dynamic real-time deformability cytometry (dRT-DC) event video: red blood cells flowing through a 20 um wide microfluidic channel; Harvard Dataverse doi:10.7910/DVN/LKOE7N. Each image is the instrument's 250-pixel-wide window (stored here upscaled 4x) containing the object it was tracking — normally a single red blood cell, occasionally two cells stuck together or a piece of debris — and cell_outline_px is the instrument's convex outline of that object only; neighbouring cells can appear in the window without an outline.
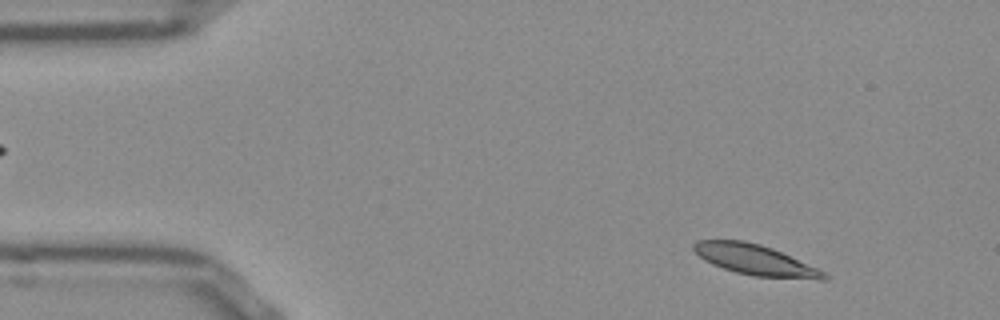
{"species": "Egyptian fruit bat (a non-hibernating species)", "species_latin": "Rousettus aegyptiacus", "temperature_condition": "room temperature", "stored_images_in_passage": 50, "camera_frame_rate_fps": 3000, "um_per_image_px": 0.085, "frame": {"image": 1, "passage_image": 4, "time_ms": 1.0, "image_size_px": [1000, 320], "cell_outline_px": [[828, 280], [820, 280], [752, 276], [736, 272], [712, 264], [704, 260], [692, 248], [692, 244], [696, 240], [744, 240], [760, 244], [772, 248], [816, 268], [824, 272], [828, 276]], "centroid_in_image_um": [64.17, 22.09], "position_along_channel_um": 20.8, "area_um2": 23.0}}
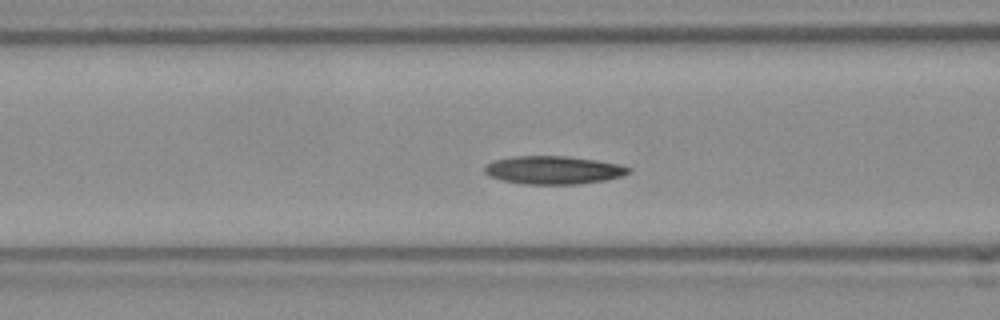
{"frame": {"image": 2, "passage_image": 18, "time_ms": 5.667, "image_size_px": [1000, 320], "cell_outline_px": [[632, 172], [608, 180], [576, 184], [524, 184], [500, 180], [488, 176], [484, 172], [484, 168], [488, 164], [496, 160], [516, 156], [564, 156], [596, 160], [616, 164], [632, 168]], "centroid_in_image_um": [47.04, 14.46], "position_along_channel_um": 119.6, "area_um2": 23.52}}
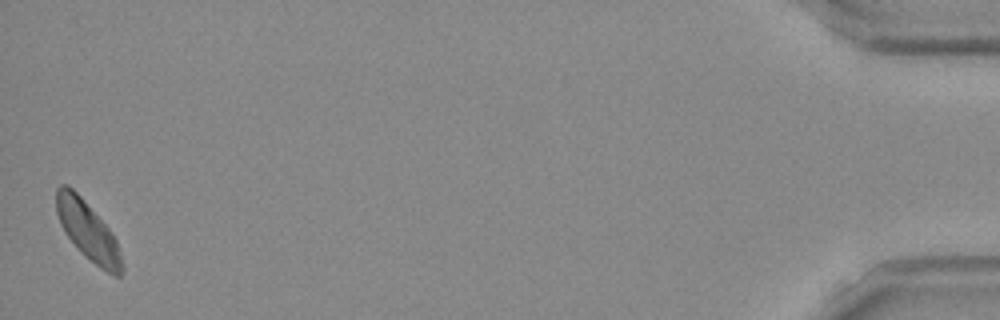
{"frame": {"image": 3, "passage_image": 50, "time_ms": 16.333, "image_size_px": [1000, 320], "cell_outline_px": [[124, 272], [120, 276], [116, 276], [100, 268], [64, 232], [60, 224], [56, 212], [56, 188], [60, 184], [68, 184], [80, 196], [112, 232], [116, 240], [124, 268]], "centroid_in_image_um": [7.47, 19.59], "position_along_channel_um": 427.7, "area_um2": 21.79}, "authors_computed_cell_mechanics": {"area_um2": 22.9466, "velocity_mm_per_s": 3.7986, "shape_relaxation_time_tau1_ms": 5.2167, "shape_relaxation_time_tau2_ms": null, "deformation_change_tau1": 0.1059, "deformation_change_tau2": null}}